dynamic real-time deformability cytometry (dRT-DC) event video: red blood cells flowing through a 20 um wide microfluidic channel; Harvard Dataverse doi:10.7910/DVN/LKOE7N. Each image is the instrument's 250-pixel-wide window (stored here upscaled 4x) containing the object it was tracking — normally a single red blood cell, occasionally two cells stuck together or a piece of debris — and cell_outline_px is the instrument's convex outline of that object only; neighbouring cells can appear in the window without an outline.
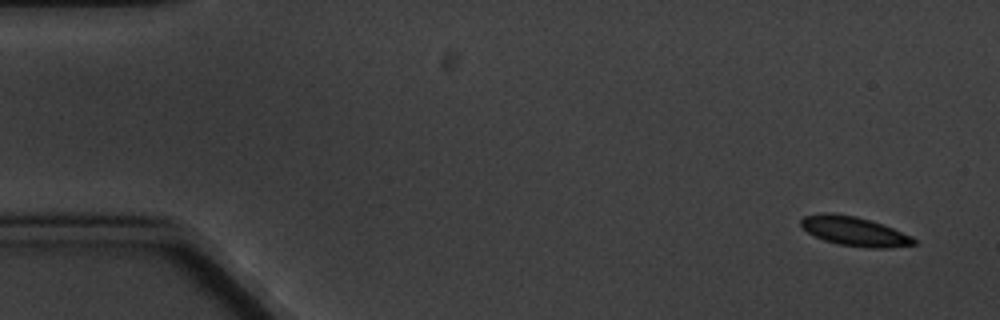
{"species": "common noctule bat (a hibernating species)", "species_latin": "Nyctalus noctula", "temperature_condition": "cold", "stored_images_in_passage": 6, "segment_of_instrument_passage": [2, 2], "camera_frame_rate_fps": 3000, "um_per_image_px": 0.085, "animal": {"sex": "male", "body_mass_g": 20.1, "forearm_length_mm": 53.5}, "frame": {"image": 1, "passage_image": 6, "time_ms": 5.667, "image_size_px": [1000, 320], "cell_outline_px": [[916, 244], [892, 248], [868, 248], [840, 244], [824, 240], [808, 232], [800, 224], [800, 220], [804, 216], [820, 212], [832, 212], [856, 216], [892, 228], [912, 236], [916, 240]], "centroid_in_image_um": [72.62, 19.65], "position_along_channel_um": 12.4, "area_um2": 19.19}}